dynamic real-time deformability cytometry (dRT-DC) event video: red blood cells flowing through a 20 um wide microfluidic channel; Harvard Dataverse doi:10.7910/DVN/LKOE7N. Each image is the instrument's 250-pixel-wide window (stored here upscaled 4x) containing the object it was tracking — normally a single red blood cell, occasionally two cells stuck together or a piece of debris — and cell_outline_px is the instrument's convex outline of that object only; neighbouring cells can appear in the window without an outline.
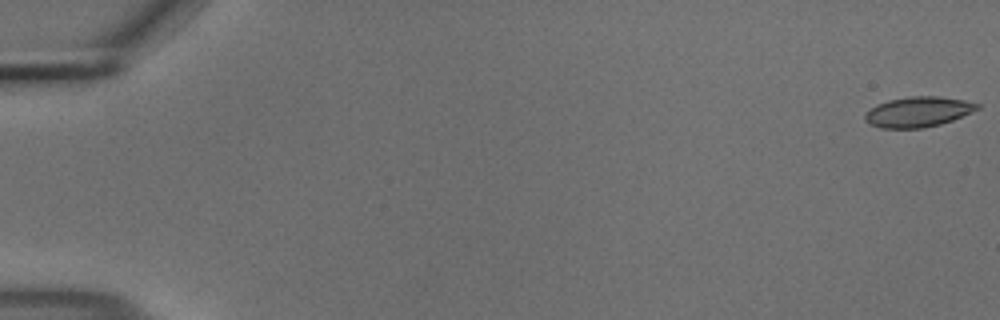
{"species": "common noctule bat (a hibernating species)", "species_latin": "Nyctalus noctula", "temperature_condition": "cold", "stored_images_in_passage": 55, "camera_frame_rate_fps": 3000, "um_per_image_px": 0.085, "animal": {"sex": "male", "body_mass_g": 18.8}, "frame": {"image": 1, "passage_image": 1, "time_ms": 0.0, "image_size_px": [1000, 320], "cell_outline_px": [[980, 108], [972, 112], [952, 120], [940, 124], [924, 128], [880, 128], [864, 120], [864, 112], [876, 104], [888, 100], [912, 96], [940, 96], [964, 100], [980, 104]], "centroid_in_image_um": [78.02, 9.5], "position_along_channel_um": 7.0, "area_um2": 19.88}}
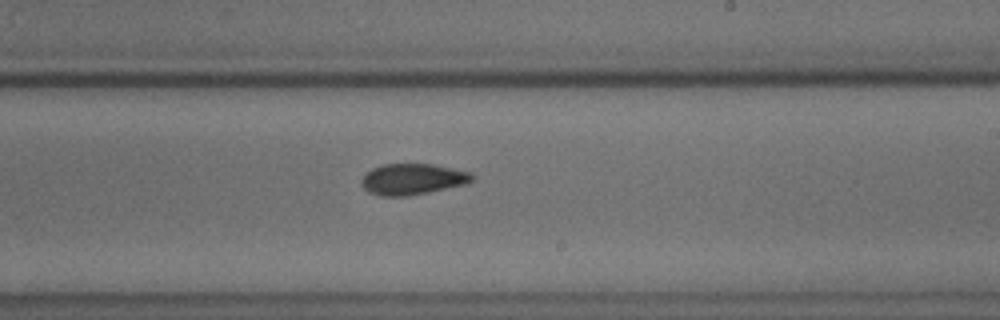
{"frame": {"image": 2, "passage_image": 34, "time_ms": 11.0, "image_size_px": [1000, 320], "cell_outline_px": [[476, 176], [468, 184], [408, 196], [380, 196], [368, 192], [360, 184], [360, 180], [372, 168], [380, 164], [432, 164], [472, 172]], "centroid_in_image_um": [35.08, 15.23], "position_along_channel_um": 253.9, "area_um2": 20.23}}
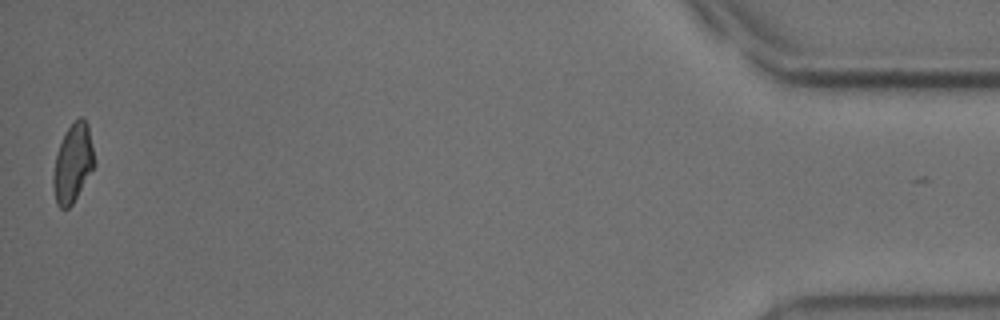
{"frame": {"image": 3, "passage_image": 55, "time_ms": 18.0, "image_size_px": [1000, 320], "cell_outline_px": [[96, 164], [72, 204], [68, 208], [60, 208], [56, 204], [52, 184], [52, 176], [56, 152], [64, 132], [80, 116], [84, 116], [88, 124]], "centroid_in_image_um": [6.18, 13.85], "position_along_channel_um": 429.0, "area_um2": 19.02}, "authors_computed_cell_mechanics": {"area_um2": 19.941, "velocity_mm_per_s": 3.7063, "shape_relaxation_time_tau1_ms": 6.6344, "shape_relaxation_time_tau2_ms": 4.2289, "deformation_change_tau1": 0.1192, "deformation_change_tau2": 0.0843}}